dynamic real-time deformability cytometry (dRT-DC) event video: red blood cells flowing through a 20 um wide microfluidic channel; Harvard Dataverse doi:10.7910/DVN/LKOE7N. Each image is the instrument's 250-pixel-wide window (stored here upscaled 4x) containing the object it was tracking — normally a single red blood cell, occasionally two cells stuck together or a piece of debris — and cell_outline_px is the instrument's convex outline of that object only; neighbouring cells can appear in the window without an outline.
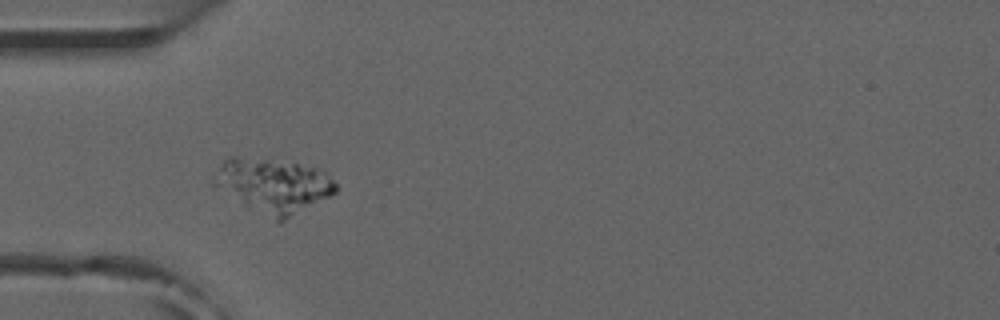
{"species": "common noctule bat (a hibernating species)", "species_latin": "Nyctalus noctula", "temperature_condition": "room temperature", "stored_images_in_passage": 51, "camera_frame_rate_fps": 3000, "um_per_image_px": 0.085, "animal": {"sex": "male", "forearm_length_mm": 52.5}, "frame": {"image": 1, "passage_image": 14, "time_ms": 4.333, "image_size_px": [1000, 320], "cell_outline_px": [[336, 192], [284, 220], [276, 220], [244, 204], [212, 184], [220, 164], [224, 160], [232, 156], [236, 156], [268, 160], [296, 164], [316, 168], [324, 172], [336, 184]], "centroid_in_image_um": [23.22, 15.75], "position_along_channel_um": 61.8, "area_um2": 37.05}}
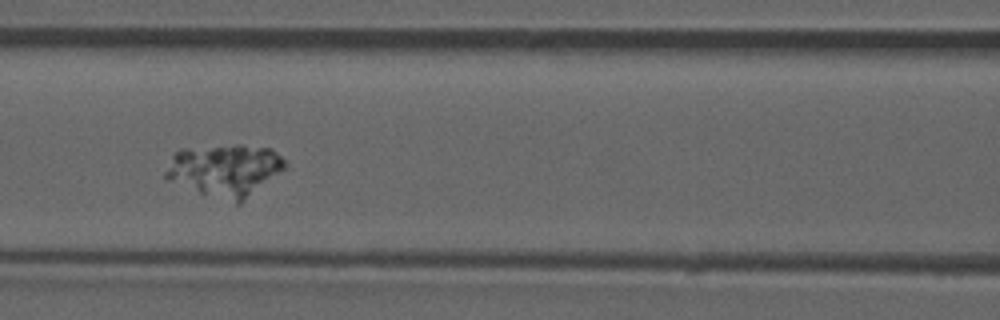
{"frame": {"image": 2, "passage_image": 21, "time_ms": 6.667, "image_size_px": [1000, 320], "cell_outline_px": [[288, 164], [284, 168], [240, 204], [236, 204], [164, 180], [164, 172], [172, 156], [180, 148], [236, 144], [240, 144], [272, 148]], "centroid_in_image_um": [19.08, 14.44], "position_along_channel_um": 147.5, "area_um2": 36.41}}